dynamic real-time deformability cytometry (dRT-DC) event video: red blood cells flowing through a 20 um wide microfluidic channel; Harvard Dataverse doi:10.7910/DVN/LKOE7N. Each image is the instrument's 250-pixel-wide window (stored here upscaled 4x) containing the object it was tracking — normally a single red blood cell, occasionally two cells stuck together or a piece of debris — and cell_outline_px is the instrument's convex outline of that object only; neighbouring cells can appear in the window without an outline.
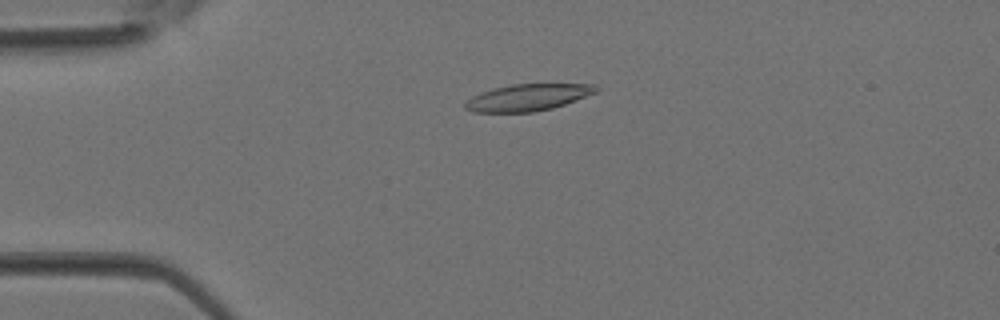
{"species": "Egyptian fruit bat (a non-hibernating species)", "species_latin": "Rousettus aegyptiacus", "temperature_condition": "room temperature", "stored_images_in_passage": 1, "camera_frame_rate_fps": 3000, "um_per_image_px": 0.085, "animal": {"sex": "female"}, "frame": {"image": 1, "passage_image": 1, "time_ms": 0.0, "image_size_px": [1000, 320], "cell_outline_px": [[600, 88], [596, 92], [564, 104], [552, 108], [532, 112], [472, 112], [464, 108], [464, 104], [472, 96], [480, 92], [512, 84], [596, 84]], "centroid_in_image_um": [44.85, 8.28], "position_along_channel_um": 40.2, "area_um2": 20.23}}